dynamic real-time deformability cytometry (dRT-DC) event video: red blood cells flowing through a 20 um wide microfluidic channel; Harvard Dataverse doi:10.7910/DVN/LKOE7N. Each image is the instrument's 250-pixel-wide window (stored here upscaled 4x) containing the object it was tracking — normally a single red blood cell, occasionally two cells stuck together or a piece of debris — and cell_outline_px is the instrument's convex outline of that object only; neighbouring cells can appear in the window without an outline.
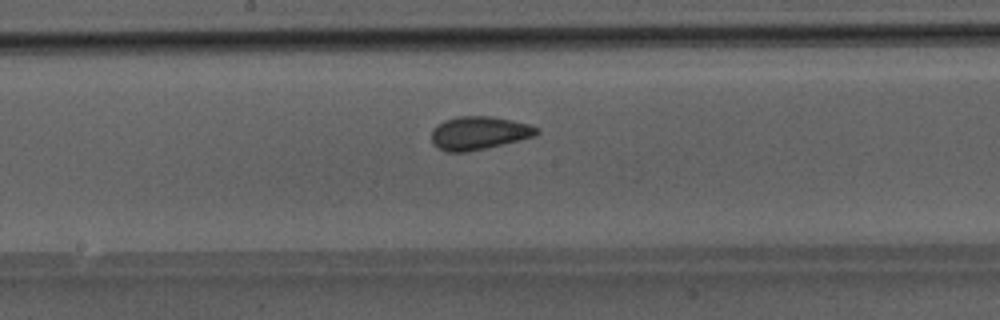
{"species": "Egyptian fruit bat (a non-hibernating species)", "species_latin": "Rousettus aegyptiacus", "temperature_condition": "room temperature", "stored_images_in_passage": 46, "camera_frame_rate_fps": 3000, "um_per_image_px": 0.085, "animal": {"sex": "male"}, "frame": {"image": 1, "passage_image": 23, "time_ms": 7.333, "image_size_px": [1000, 320], "cell_outline_px": [[540, 132], [536, 136], [520, 140], [484, 148], [464, 152], [448, 152], [432, 144], [432, 128], [444, 120], [460, 116], [488, 116], [512, 120], [528, 124], [540, 128]], "centroid_in_image_um": [40.72, 11.3], "position_along_channel_um": 207.5, "area_um2": 20.29}}
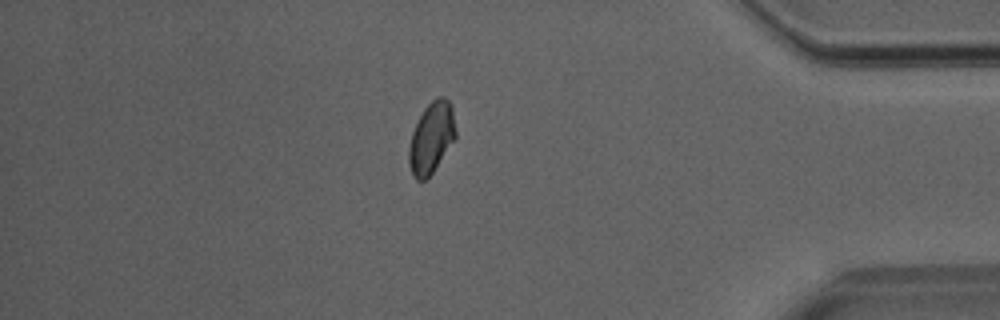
{"frame": {"image": 2, "passage_image": 39, "time_ms": 12.667, "image_size_px": [1000, 320], "cell_outline_px": [[456, 140], [432, 172], [424, 180], [416, 180], [412, 176], [408, 164], [408, 148], [412, 132], [424, 108], [436, 96], [444, 96], [452, 104], [456, 132]], "centroid_in_image_um": [36.68, 11.7], "position_along_channel_um": 398.5, "area_um2": 19.65}}
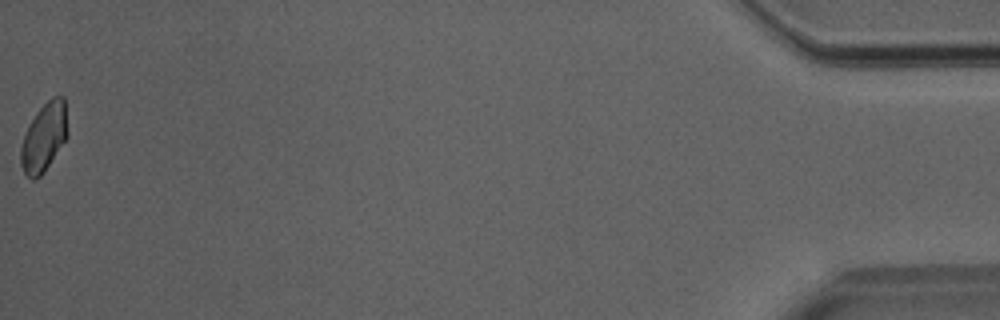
{"frame": {"image": 3, "passage_image": 46, "time_ms": 15.0, "image_size_px": [1000, 320], "cell_outline_px": [[68, 136], [44, 172], [36, 180], [32, 180], [24, 172], [20, 164], [20, 148], [24, 136], [36, 112], [52, 96], [64, 96], [68, 132]], "centroid_in_image_um": [3.75, 11.68], "position_along_channel_um": 431.5, "area_um2": 18.61}}